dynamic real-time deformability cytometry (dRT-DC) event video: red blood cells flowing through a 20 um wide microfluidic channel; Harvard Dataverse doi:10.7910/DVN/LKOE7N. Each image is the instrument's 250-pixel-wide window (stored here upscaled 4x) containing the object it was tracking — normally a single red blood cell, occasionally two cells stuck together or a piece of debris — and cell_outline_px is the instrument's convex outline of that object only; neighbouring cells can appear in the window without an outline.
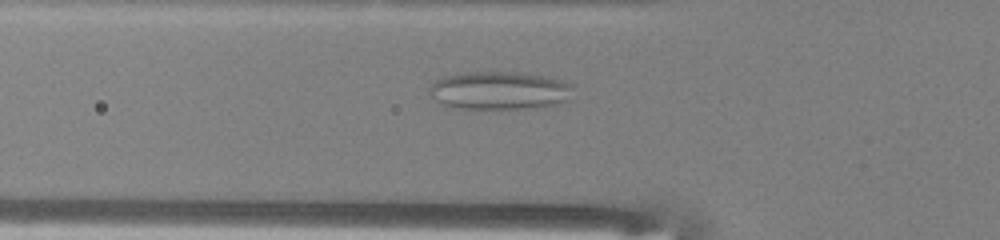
{"species": "common noctule bat (a hibernating species)", "species_latin": "Nyctalus noctula", "temperature_condition": "warm", "stored_images_in_passage": 40, "camera_frame_rate_fps": 3000, "um_per_image_px": 0.085, "animal": {"sex": "male", "body_mass_g": 13.0, "forearm_length_mm": 53.1}, "frame": {"image": 1, "passage_image": 17, "time_ms": 5.333, "image_size_px": [1000, 240], "cell_outline_px": [[572, 88], [568, 100], [544, 108], [456, 108], [444, 104], [436, 100], [428, 92], [428, 88], [436, 80], [444, 76], [464, 72], [516, 72], [548, 76], [564, 80], [572, 84]], "centroid_in_image_um": [42.48, 7.68], "position_along_channel_um": 83.3, "area_um2": 32.08}}
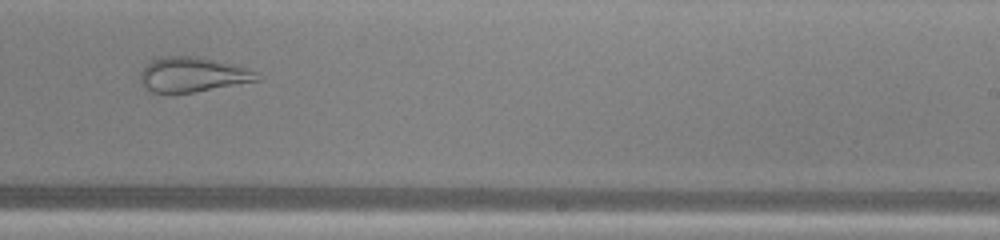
{"frame": {"image": 2, "passage_image": 31, "time_ms": 10.0, "image_size_px": [1000, 240], "cell_outline_px": [[260, 80], [192, 92], [152, 92], [140, 80], [140, 72], [152, 60], [164, 56], [196, 56], [244, 68], [256, 72]], "centroid_in_image_um": [16.34, 6.33], "position_along_channel_um": 272.7, "area_um2": 22.83}}
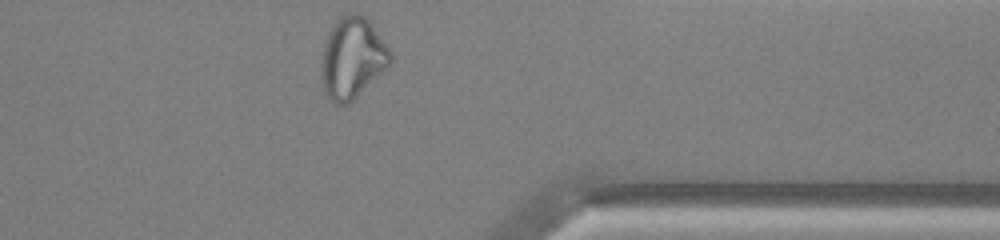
{"frame": {"image": 3, "passage_image": 40, "time_ms": 13.0, "image_size_px": [1000, 240], "cell_outline_px": [[392, 60], [348, 104], [336, 104], [328, 100], [324, 92], [320, 76], [320, 60], [324, 44], [328, 32], [332, 24], [336, 20], [352, 12], [356, 12], [364, 16], [368, 20], [388, 48], [392, 56]], "centroid_in_image_um": [29.86, 4.93], "position_along_channel_um": 381.5, "area_um2": 32.19}}